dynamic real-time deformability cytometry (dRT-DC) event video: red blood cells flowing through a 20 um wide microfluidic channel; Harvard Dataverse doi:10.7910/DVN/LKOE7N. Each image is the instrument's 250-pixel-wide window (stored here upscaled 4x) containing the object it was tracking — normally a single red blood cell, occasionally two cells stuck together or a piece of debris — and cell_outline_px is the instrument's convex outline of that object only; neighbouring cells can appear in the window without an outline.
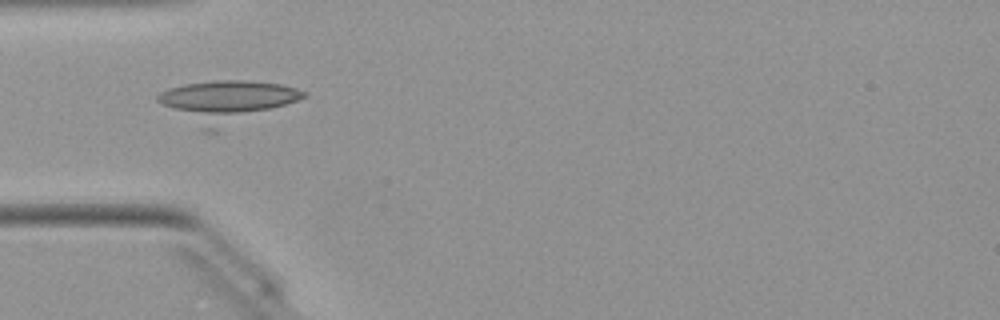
{"species": "Egyptian fruit bat (a non-hibernating species)", "species_latin": "Rousettus aegyptiacus", "temperature_condition": "warm", "stored_images_in_passage": 19, "camera_frame_rate_fps": 3000, "um_per_image_px": 0.085, "animal": {"sex": "female"}, "frame": {"image": 1, "passage_image": 7, "time_ms": 2.0, "image_size_px": [1000, 320], "cell_outline_px": [[308, 96], [216, 132], [200, 132], [156, 100], [156, 96], [160, 92], [168, 88], [184, 84], [216, 80], [244, 80], [280, 84], [296, 88], [304, 92]], "centroid_in_image_um": [19.17, 8.65], "position_along_channel_um": 65.8, "area_um2": 35.72}}
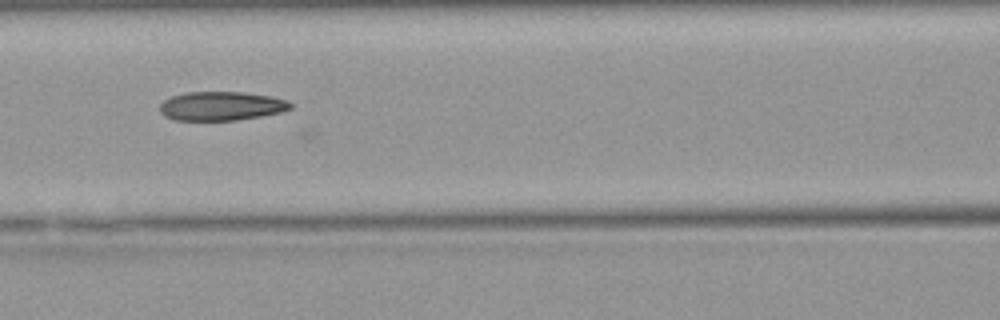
{"frame": {"image": 2, "passage_image": 13, "time_ms": 4.0, "image_size_px": [1000, 320], "cell_outline_px": [[292, 108], [280, 112], [260, 116], [236, 120], [176, 120], [164, 116], [160, 112], [160, 104], [164, 100], [172, 96], [188, 92], [240, 92], [272, 96], [284, 100], [292, 104]], "centroid_in_image_um": [18.79, 9.01], "position_along_channel_um": 147.8, "area_um2": 21.85}}
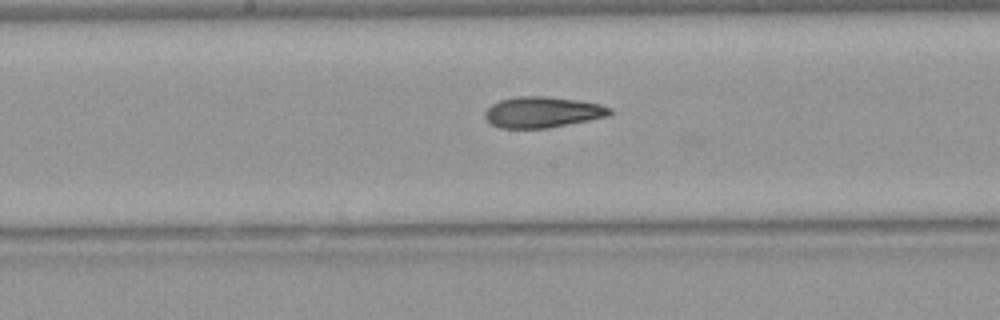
{"frame": {"image": 3, "passage_image": 17, "time_ms": 5.333, "image_size_px": [1000, 320], "cell_outline_px": [[612, 112], [608, 116], [548, 128], [500, 128], [492, 124], [484, 116], [484, 112], [492, 104], [500, 100], [516, 96], [548, 96], [576, 100], [600, 104], [612, 108]], "centroid_in_image_um": [46.1, 9.53], "position_along_channel_um": 202.1, "area_um2": 22.43}}